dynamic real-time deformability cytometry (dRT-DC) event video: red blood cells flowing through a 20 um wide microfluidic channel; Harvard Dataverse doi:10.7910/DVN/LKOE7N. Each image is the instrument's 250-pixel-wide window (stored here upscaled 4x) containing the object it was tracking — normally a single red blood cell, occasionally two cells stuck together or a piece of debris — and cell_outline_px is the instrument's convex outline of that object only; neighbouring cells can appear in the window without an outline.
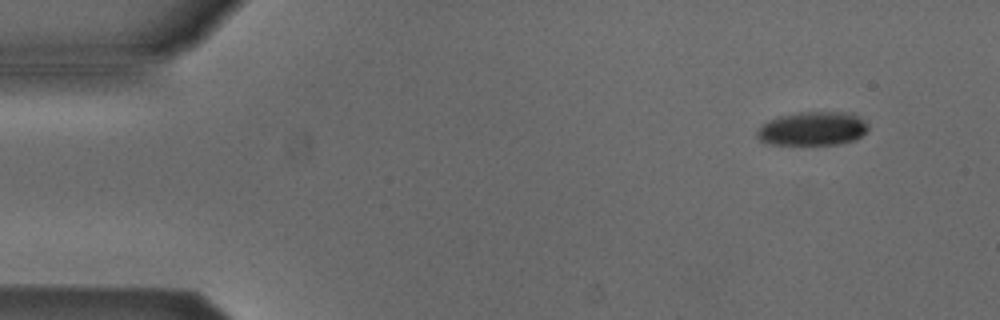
{"species": "Egyptian fruit bat (a non-hibernating species)", "species_latin": "Rousettus aegyptiacus", "temperature_condition": "cold", "stored_images_in_passage": 4, "camera_frame_rate_fps": 3000, "um_per_image_px": 0.085, "animal": {"sex": "male"}, "frame": {"image": 1, "passage_image": 1, "time_ms": 0.0, "image_size_px": [1000, 320], "cell_outline_px": [[868, 128], [856, 140], [840, 144], [768, 144], [760, 140], [756, 136], [756, 132], [764, 124], [780, 116], [800, 112], [852, 112], [860, 116], [868, 124]], "centroid_in_image_um": [69.12, 10.93], "position_along_channel_um": 15.9, "area_um2": 21.79}}